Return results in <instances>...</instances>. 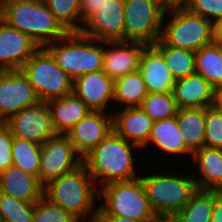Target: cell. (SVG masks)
Returning <instances> with one entry per match:
<instances>
[{
	"label": "cell",
	"mask_w": 222,
	"mask_h": 222,
	"mask_svg": "<svg viewBox=\"0 0 222 222\" xmlns=\"http://www.w3.org/2000/svg\"><path fill=\"white\" fill-rule=\"evenodd\" d=\"M0 19L30 36L39 47H45L69 33L43 0H0Z\"/></svg>",
	"instance_id": "3957f363"
},
{
	"label": "cell",
	"mask_w": 222,
	"mask_h": 222,
	"mask_svg": "<svg viewBox=\"0 0 222 222\" xmlns=\"http://www.w3.org/2000/svg\"><path fill=\"white\" fill-rule=\"evenodd\" d=\"M124 0H103L79 33L99 41H124Z\"/></svg>",
	"instance_id": "4fadbf2b"
},
{
	"label": "cell",
	"mask_w": 222,
	"mask_h": 222,
	"mask_svg": "<svg viewBox=\"0 0 222 222\" xmlns=\"http://www.w3.org/2000/svg\"><path fill=\"white\" fill-rule=\"evenodd\" d=\"M98 216H121L150 222L155 216L141 178L114 181L99 188Z\"/></svg>",
	"instance_id": "5b68a950"
},
{
	"label": "cell",
	"mask_w": 222,
	"mask_h": 222,
	"mask_svg": "<svg viewBox=\"0 0 222 222\" xmlns=\"http://www.w3.org/2000/svg\"><path fill=\"white\" fill-rule=\"evenodd\" d=\"M176 119L186 148L193 154L204 146L205 108H180Z\"/></svg>",
	"instance_id": "d4e9b609"
},
{
	"label": "cell",
	"mask_w": 222,
	"mask_h": 222,
	"mask_svg": "<svg viewBox=\"0 0 222 222\" xmlns=\"http://www.w3.org/2000/svg\"><path fill=\"white\" fill-rule=\"evenodd\" d=\"M97 222H146V221H138L121 216H98Z\"/></svg>",
	"instance_id": "b9f144b4"
},
{
	"label": "cell",
	"mask_w": 222,
	"mask_h": 222,
	"mask_svg": "<svg viewBox=\"0 0 222 222\" xmlns=\"http://www.w3.org/2000/svg\"><path fill=\"white\" fill-rule=\"evenodd\" d=\"M198 176L193 178L198 190L222 192V149L202 146L192 154Z\"/></svg>",
	"instance_id": "7402d4cb"
},
{
	"label": "cell",
	"mask_w": 222,
	"mask_h": 222,
	"mask_svg": "<svg viewBox=\"0 0 222 222\" xmlns=\"http://www.w3.org/2000/svg\"><path fill=\"white\" fill-rule=\"evenodd\" d=\"M213 206L214 191L197 190L174 217L177 222H211Z\"/></svg>",
	"instance_id": "83f0119b"
},
{
	"label": "cell",
	"mask_w": 222,
	"mask_h": 222,
	"mask_svg": "<svg viewBox=\"0 0 222 222\" xmlns=\"http://www.w3.org/2000/svg\"><path fill=\"white\" fill-rule=\"evenodd\" d=\"M112 106L113 131L127 142L146 149L154 121L141 107L114 109Z\"/></svg>",
	"instance_id": "ac0fdd59"
},
{
	"label": "cell",
	"mask_w": 222,
	"mask_h": 222,
	"mask_svg": "<svg viewBox=\"0 0 222 222\" xmlns=\"http://www.w3.org/2000/svg\"><path fill=\"white\" fill-rule=\"evenodd\" d=\"M13 166L38 178L41 151L40 145L18 137H13Z\"/></svg>",
	"instance_id": "f546056e"
},
{
	"label": "cell",
	"mask_w": 222,
	"mask_h": 222,
	"mask_svg": "<svg viewBox=\"0 0 222 222\" xmlns=\"http://www.w3.org/2000/svg\"><path fill=\"white\" fill-rule=\"evenodd\" d=\"M39 101L21 70L0 71V123H5L21 109Z\"/></svg>",
	"instance_id": "7c38bea8"
},
{
	"label": "cell",
	"mask_w": 222,
	"mask_h": 222,
	"mask_svg": "<svg viewBox=\"0 0 222 222\" xmlns=\"http://www.w3.org/2000/svg\"><path fill=\"white\" fill-rule=\"evenodd\" d=\"M103 0H80L81 28L83 23L97 11Z\"/></svg>",
	"instance_id": "74e56055"
},
{
	"label": "cell",
	"mask_w": 222,
	"mask_h": 222,
	"mask_svg": "<svg viewBox=\"0 0 222 222\" xmlns=\"http://www.w3.org/2000/svg\"><path fill=\"white\" fill-rule=\"evenodd\" d=\"M107 114L91 111L67 132L66 136L82 158L113 130L112 112Z\"/></svg>",
	"instance_id": "9a60e30c"
},
{
	"label": "cell",
	"mask_w": 222,
	"mask_h": 222,
	"mask_svg": "<svg viewBox=\"0 0 222 222\" xmlns=\"http://www.w3.org/2000/svg\"><path fill=\"white\" fill-rule=\"evenodd\" d=\"M214 40H222V17L214 23Z\"/></svg>",
	"instance_id": "7bdbcfd3"
},
{
	"label": "cell",
	"mask_w": 222,
	"mask_h": 222,
	"mask_svg": "<svg viewBox=\"0 0 222 222\" xmlns=\"http://www.w3.org/2000/svg\"><path fill=\"white\" fill-rule=\"evenodd\" d=\"M140 149L112 130L82 158V164L99 188L114 181H130L140 177L135 167L138 158L133 154Z\"/></svg>",
	"instance_id": "6da1fadb"
},
{
	"label": "cell",
	"mask_w": 222,
	"mask_h": 222,
	"mask_svg": "<svg viewBox=\"0 0 222 222\" xmlns=\"http://www.w3.org/2000/svg\"><path fill=\"white\" fill-rule=\"evenodd\" d=\"M181 128L178 126L176 116L170 119L155 121L147 142L156 146V151L173 156H187L192 158V153L186 148L183 137L180 135ZM149 144V145H148Z\"/></svg>",
	"instance_id": "cb8c5ba5"
},
{
	"label": "cell",
	"mask_w": 222,
	"mask_h": 222,
	"mask_svg": "<svg viewBox=\"0 0 222 222\" xmlns=\"http://www.w3.org/2000/svg\"><path fill=\"white\" fill-rule=\"evenodd\" d=\"M113 88L114 80L109 78L103 70L86 73L73 81V93L92 111L111 110Z\"/></svg>",
	"instance_id": "e0dca14e"
},
{
	"label": "cell",
	"mask_w": 222,
	"mask_h": 222,
	"mask_svg": "<svg viewBox=\"0 0 222 222\" xmlns=\"http://www.w3.org/2000/svg\"><path fill=\"white\" fill-rule=\"evenodd\" d=\"M195 68L213 87L222 83V55L214 42L195 52Z\"/></svg>",
	"instance_id": "f1b7e54d"
},
{
	"label": "cell",
	"mask_w": 222,
	"mask_h": 222,
	"mask_svg": "<svg viewBox=\"0 0 222 222\" xmlns=\"http://www.w3.org/2000/svg\"><path fill=\"white\" fill-rule=\"evenodd\" d=\"M147 94L146 84L139 70L114 80L113 103H118L121 109L140 107Z\"/></svg>",
	"instance_id": "484cf974"
},
{
	"label": "cell",
	"mask_w": 222,
	"mask_h": 222,
	"mask_svg": "<svg viewBox=\"0 0 222 222\" xmlns=\"http://www.w3.org/2000/svg\"><path fill=\"white\" fill-rule=\"evenodd\" d=\"M146 46L140 42L104 41L102 70L113 80L139 70L140 57Z\"/></svg>",
	"instance_id": "2e32d148"
},
{
	"label": "cell",
	"mask_w": 222,
	"mask_h": 222,
	"mask_svg": "<svg viewBox=\"0 0 222 222\" xmlns=\"http://www.w3.org/2000/svg\"><path fill=\"white\" fill-rule=\"evenodd\" d=\"M44 197L67 210L79 222H97L98 205H94L99 199V187L83 164L45 184Z\"/></svg>",
	"instance_id": "7a4b0ae2"
},
{
	"label": "cell",
	"mask_w": 222,
	"mask_h": 222,
	"mask_svg": "<svg viewBox=\"0 0 222 222\" xmlns=\"http://www.w3.org/2000/svg\"><path fill=\"white\" fill-rule=\"evenodd\" d=\"M174 173L166 172V169L155 174L145 173L144 176L139 173L156 215L174 216L198 190L191 173Z\"/></svg>",
	"instance_id": "8992f818"
},
{
	"label": "cell",
	"mask_w": 222,
	"mask_h": 222,
	"mask_svg": "<svg viewBox=\"0 0 222 222\" xmlns=\"http://www.w3.org/2000/svg\"><path fill=\"white\" fill-rule=\"evenodd\" d=\"M182 5L189 11L207 18L213 24L222 17V0H185Z\"/></svg>",
	"instance_id": "d590c367"
},
{
	"label": "cell",
	"mask_w": 222,
	"mask_h": 222,
	"mask_svg": "<svg viewBox=\"0 0 222 222\" xmlns=\"http://www.w3.org/2000/svg\"><path fill=\"white\" fill-rule=\"evenodd\" d=\"M51 111L52 125L56 134L66 135L92 110L74 93L47 102Z\"/></svg>",
	"instance_id": "603a6c76"
},
{
	"label": "cell",
	"mask_w": 222,
	"mask_h": 222,
	"mask_svg": "<svg viewBox=\"0 0 222 222\" xmlns=\"http://www.w3.org/2000/svg\"><path fill=\"white\" fill-rule=\"evenodd\" d=\"M160 40L165 45L196 52L214 42V24L181 5L165 12Z\"/></svg>",
	"instance_id": "52a82bcc"
},
{
	"label": "cell",
	"mask_w": 222,
	"mask_h": 222,
	"mask_svg": "<svg viewBox=\"0 0 222 222\" xmlns=\"http://www.w3.org/2000/svg\"><path fill=\"white\" fill-rule=\"evenodd\" d=\"M162 56L175 80L196 73L195 52L165 45L158 39L152 45Z\"/></svg>",
	"instance_id": "4316f807"
},
{
	"label": "cell",
	"mask_w": 222,
	"mask_h": 222,
	"mask_svg": "<svg viewBox=\"0 0 222 222\" xmlns=\"http://www.w3.org/2000/svg\"><path fill=\"white\" fill-rule=\"evenodd\" d=\"M139 71L148 93H172L175 78L165 64L163 56L152 46L147 45L141 54Z\"/></svg>",
	"instance_id": "d6986e66"
},
{
	"label": "cell",
	"mask_w": 222,
	"mask_h": 222,
	"mask_svg": "<svg viewBox=\"0 0 222 222\" xmlns=\"http://www.w3.org/2000/svg\"><path fill=\"white\" fill-rule=\"evenodd\" d=\"M214 87L200 74L177 79L173 96L178 108H206L212 106Z\"/></svg>",
	"instance_id": "ffe728a7"
},
{
	"label": "cell",
	"mask_w": 222,
	"mask_h": 222,
	"mask_svg": "<svg viewBox=\"0 0 222 222\" xmlns=\"http://www.w3.org/2000/svg\"><path fill=\"white\" fill-rule=\"evenodd\" d=\"M0 192L35 203L44 196V185L39 178L11 166L0 172Z\"/></svg>",
	"instance_id": "44dd1931"
},
{
	"label": "cell",
	"mask_w": 222,
	"mask_h": 222,
	"mask_svg": "<svg viewBox=\"0 0 222 222\" xmlns=\"http://www.w3.org/2000/svg\"><path fill=\"white\" fill-rule=\"evenodd\" d=\"M150 222H177L174 216L156 215Z\"/></svg>",
	"instance_id": "ee69618b"
},
{
	"label": "cell",
	"mask_w": 222,
	"mask_h": 222,
	"mask_svg": "<svg viewBox=\"0 0 222 222\" xmlns=\"http://www.w3.org/2000/svg\"><path fill=\"white\" fill-rule=\"evenodd\" d=\"M41 163L38 178L45 185L50 180L74 171L82 164V157L76 152L66 135L56 134L40 145Z\"/></svg>",
	"instance_id": "30bf717a"
},
{
	"label": "cell",
	"mask_w": 222,
	"mask_h": 222,
	"mask_svg": "<svg viewBox=\"0 0 222 222\" xmlns=\"http://www.w3.org/2000/svg\"><path fill=\"white\" fill-rule=\"evenodd\" d=\"M161 7L165 12L171 11L174 8L181 6L183 3L180 0H151Z\"/></svg>",
	"instance_id": "ab89813d"
},
{
	"label": "cell",
	"mask_w": 222,
	"mask_h": 222,
	"mask_svg": "<svg viewBox=\"0 0 222 222\" xmlns=\"http://www.w3.org/2000/svg\"><path fill=\"white\" fill-rule=\"evenodd\" d=\"M20 70L40 101L48 102L73 93V80L56 64L45 47H40Z\"/></svg>",
	"instance_id": "ba28073f"
},
{
	"label": "cell",
	"mask_w": 222,
	"mask_h": 222,
	"mask_svg": "<svg viewBox=\"0 0 222 222\" xmlns=\"http://www.w3.org/2000/svg\"><path fill=\"white\" fill-rule=\"evenodd\" d=\"M45 48L73 81L86 73L103 69V41L79 32H69Z\"/></svg>",
	"instance_id": "277c9868"
},
{
	"label": "cell",
	"mask_w": 222,
	"mask_h": 222,
	"mask_svg": "<svg viewBox=\"0 0 222 222\" xmlns=\"http://www.w3.org/2000/svg\"><path fill=\"white\" fill-rule=\"evenodd\" d=\"M212 106L222 111V83L214 87Z\"/></svg>",
	"instance_id": "60d3db41"
},
{
	"label": "cell",
	"mask_w": 222,
	"mask_h": 222,
	"mask_svg": "<svg viewBox=\"0 0 222 222\" xmlns=\"http://www.w3.org/2000/svg\"><path fill=\"white\" fill-rule=\"evenodd\" d=\"M68 32L81 30L80 0H43Z\"/></svg>",
	"instance_id": "4dcf8cb0"
},
{
	"label": "cell",
	"mask_w": 222,
	"mask_h": 222,
	"mask_svg": "<svg viewBox=\"0 0 222 222\" xmlns=\"http://www.w3.org/2000/svg\"><path fill=\"white\" fill-rule=\"evenodd\" d=\"M211 222H222V192L214 191V206Z\"/></svg>",
	"instance_id": "f35d334b"
},
{
	"label": "cell",
	"mask_w": 222,
	"mask_h": 222,
	"mask_svg": "<svg viewBox=\"0 0 222 222\" xmlns=\"http://www.w3.org/2000/svg\"><path fill=\"white\" fill-rule=\"evenodd\" d=\"M12 145L11 130L4 123H0V172L13 166Z\"/></svg>",
	"instance_id": "8d00e7d4"
},
{
	"label": "cell",
	"mask_w": 222,
	"mask_h": 222,
	"mask_svg": "<svg viewBox=\"0 0 222 222\" xmlns=\"http://www.w3.org/2000/svg\"><path fill=\"white\" fill-rule=\"evenodd\" d=\"M140 107L154 122L173 118L179 110L173 93H148Z\"/></svg>",
	"instance_id": "1f68e13d"
},
{
	"label": "cell",
	"mask_w": 222,
	"mask_h": 222,
	"mask_svg": "<svg viewBox=\"0 0 222 222\" xmlns=\"http://www.w3.org/2000/svg\"><path fill=\"white\" fill-rule=\"evenodd\" d=\"M35 203L0 192V216L3 222H33Z\"/></svg>",
	"instance_id": "d6a6232c"
},
{
	"label": "cell",
	"mask_w": 222,
	"mask_h": 222,
	"mask_svg": "<svg viewBox=\"0 0 222 222\" xmlns=\"http://www.w3.org/2000/svg\"><path fill=\"white\" fill-rule=\"evenodd\" d=\"M214 43L218 46L220 53L222 55V40H214Z\"/></svg>",
	"instance_id": "f6af8a7d"
},
{
	"label": "cell",
	"mask_w": 222,
	"mask_h": 222,
	"mask_svg": "<svg viewBox=\"0 0 222 222\" xmlns=\"http://www.w3.org/2000/svg\"><path fill=\"white\" fill-rule=\"evenodd\" d=\"M39 48L30 36L0 19V71L20 70Z\"/></svg>",
	"instance_id": "5bb4252c"
},
{
	"label": "cell",
	"mask_w": 222,
	"mask_h": 222,
	"mask_svg": "<svg viewBox=\"0 0 222 222\" xmlns=\"http://www.w3.org/2000/svg\"><path fill=\"white\" fill-rule=\"evenodd\" d=\"M33 222H79L62 207L51 203L44 196L35 202Z\"/></svg>",
	"instance_id": "836d02e7"
},
{
	"label": "cell",
	"mask_w": 222,
	"mask_h": 222,
	"mask_svg": "<svg viewBox=\"0 0 222 222\" xmlns=\"http://www.w3.org/2000/svg\"><path fill=\"white\" fill-rule=\"evenodd\" d=\"M164 14L151 0H124V41L153 45L160 39Z\"/></svg>",
	"instance_id": "9c48e42d"
},
{
	"label": "cell",
	"mask_w": 222,
	"mask_h": 222,
	"mask_svg": "<svg viewBox=\"0 0 222 222\" xmlns=\"http://www.w3.org/2000/svg\"><path fill=\"white\" fill-rule=\"evenodd\" d=\"M4 124L11 130L13 137L39 145L56 135L49 105L43 101L21 109Z\"/></svg>",
	"instance_id": "8fae6325"
},
{
	"label": "cell",
	"mask_w": 222,
	"mask_h": 222,
	"mask_svg": "<svg viewBox=\"0 0 222 222\" xmlns=\"http://www.w3.org/2000/svg\"><path fill=\"white\" fill-rule=\"evenodd\" d=\"M204 146L222 149V111L213 106L205 108Z\"/></svg>",
	"instance_id": "e575fe53"
}]
</instances>
